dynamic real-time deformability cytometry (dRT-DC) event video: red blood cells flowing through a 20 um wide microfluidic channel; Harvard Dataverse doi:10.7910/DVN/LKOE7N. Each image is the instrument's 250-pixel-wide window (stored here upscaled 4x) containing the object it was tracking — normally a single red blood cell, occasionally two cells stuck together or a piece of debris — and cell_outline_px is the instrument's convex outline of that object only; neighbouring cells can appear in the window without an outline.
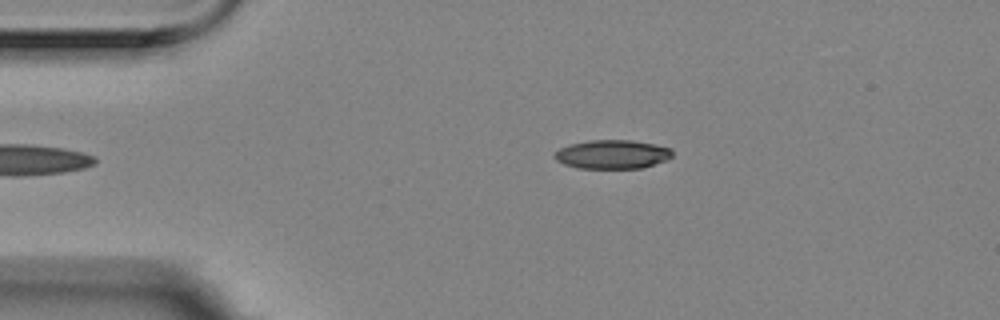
{"species": "Egyptian fruit bat (a non-hibernating species)", "species_latin": "Rousettus aegyptiacus", "temperature_condition": "room temperature", "stored_images_in_passage": 4, "camera_frame_rate_fps": 3000, "um_per_image_px": 0.085, "animal": {"sex": "female"}, "frame": {"image": 1, "passage_image": 4, "time_ms": 1.0, "image_size_px": [1000, 320], "cell_outline_px": [[672, 156], [668, 160], [640, 168], [580, 168], [564, 164], [556, 160], [552, 156], [560, 148], [572, 144], [592, 140], [632, 140], [656, 144], [672, 148]], "centroid_in_image_um": [52.08, 13.11], "position_along_channel_um": 32.9, "area_um2": 19.77}}